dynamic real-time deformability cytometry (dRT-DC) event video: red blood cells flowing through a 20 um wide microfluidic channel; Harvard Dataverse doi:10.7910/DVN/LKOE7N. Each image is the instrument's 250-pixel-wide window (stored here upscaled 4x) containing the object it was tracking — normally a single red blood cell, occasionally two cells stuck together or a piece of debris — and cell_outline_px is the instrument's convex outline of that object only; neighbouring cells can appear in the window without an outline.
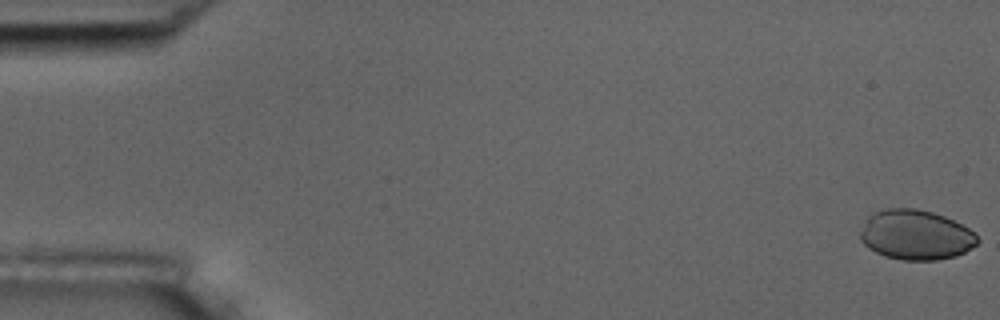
{"species": "common noctule bat (a hibernating species)", "species_latin": "Nyctalus noctula", "temperature_condition": "room temperature", "stored_images_in_passage": 5, "camera_frame_rate_fps": 3000, "um_per_image_px": 0.085, "animal": {"sex": "male", "body_mass_g": 17.5, "forearm_length_mm": 52.3}, "frame": {"image": 1, "passage_image": 1, "time_ms": 0.0, "image_size_px": [1000, 320], "cell_outline_px": [[980, 240], [976, 244], [964, 252], [956, 256], [936, 260], [900, 260], [884, 256], [868, 248], [860, 240], [860, 232], [868, 216], [884, 208], [916, 208], [932, 212], [944, 216], [968, 228]], "centroid_in_image_um": [77.81, 19.97], "position_along_channel_um": 7.2, "area_um2": 33.99}}